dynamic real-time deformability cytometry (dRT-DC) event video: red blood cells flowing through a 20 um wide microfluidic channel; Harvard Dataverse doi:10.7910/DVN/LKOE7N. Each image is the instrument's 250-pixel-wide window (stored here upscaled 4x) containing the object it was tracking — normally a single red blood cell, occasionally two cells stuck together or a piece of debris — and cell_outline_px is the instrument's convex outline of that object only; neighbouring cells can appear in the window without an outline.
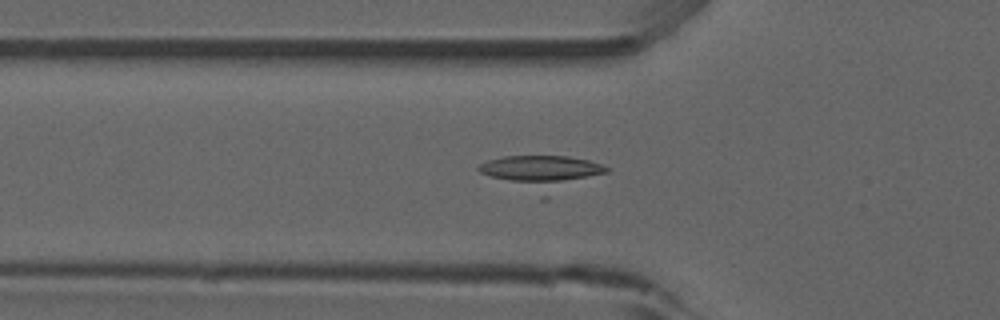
{"species": "common noctule bat (a hibernating species)", "species_latin": "Nyctalus noctula", "temperature_condition": "room temperature", "stored_images_in_passage": 50, "camera_frame_rate_fps": 3000, "um_per_image_px": 0.085, "animal": {"sex": "male", "forearm_length_mm": 52.5}, "frame": {"image": 1, "passage_image": 18, "time_ms": 5.667, "image_size_px": [1000, 320], "cell_outline_px": [[612, 168], [608, 172], [548, 200], [540, 200], [480, 172], [476, 168], [480, 164], [488, 160], [504, 156], [568, 156], [588, 160]], "centroid_in_image_um": [46.11, 14.75], "position_along_channel_um": 79.7, "area_um2": 26.82}}
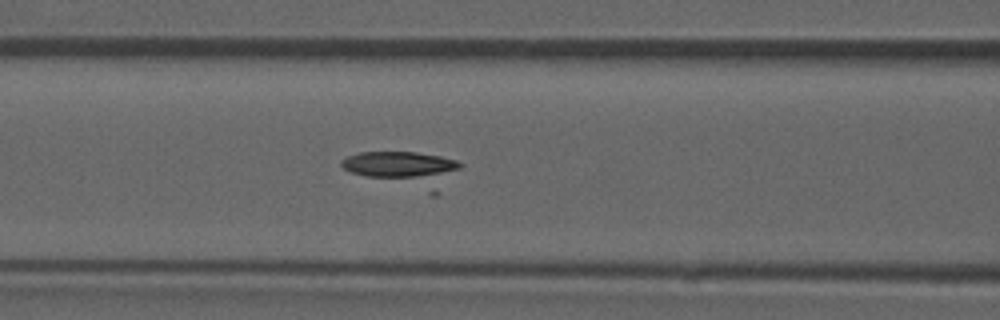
{"frame": {"image": 2, "passage_image": 22, "time_ms": 7.0, "image_size_px": [1000, 320], "cell_outline_px": [[464, 164], [460, 168], [432, 176], [368, 176], [352, 172], [344, 168], [340, 164], [340, 160], [348, 156], [360, 152], [416, 152], [440, 156], [456, 160]], "centroid_in_image_um": [33.89, 13.95], "position_along_channel_um": 132.7, "area_um2": 17.4}}